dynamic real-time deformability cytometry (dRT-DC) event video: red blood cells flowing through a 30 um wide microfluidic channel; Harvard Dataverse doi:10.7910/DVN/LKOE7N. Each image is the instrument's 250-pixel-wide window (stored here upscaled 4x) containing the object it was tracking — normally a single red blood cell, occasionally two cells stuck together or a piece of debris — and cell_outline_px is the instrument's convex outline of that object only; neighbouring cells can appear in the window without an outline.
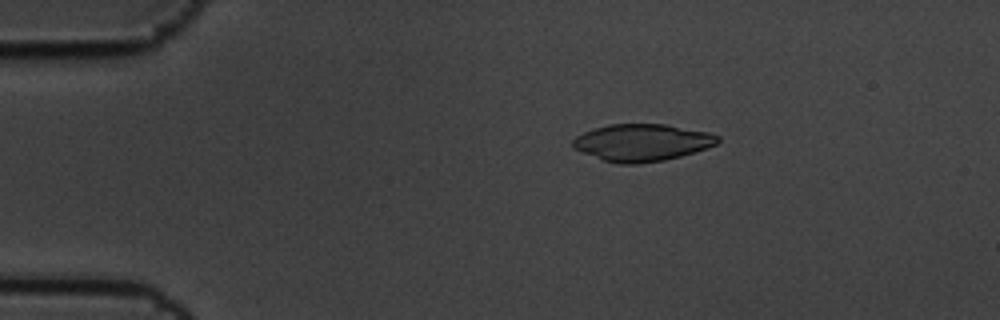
{"species": "common noctule bat (a hibernating species)", "species_latin": "Nyctalus noctula", "temperature_condition": "cold", "stored_images_in_passage": 6, "camera_frame_rate_fps": 3000, "um_per_image_px": 0.085, "animal": {"sex": "male", "body_mass_g": 19.5, "forearm_length_mm": 54.6}, "frame": {"image": 1, "passage_image": 4, "time_ms": 1.0, "image_size_px": [1000, 320], "cell_outline_px": [[720, 140], [716, 144], [680, 156], [664, 160], [640, 164], [620, 164], [604, 160], [572, 148], [572, 140], [576, 136], [584, 132], [608, 124], [664, 124], [708, 132], [720, 136]], "centroid_in_image_um": [54.55, 12.11], "position_along_channel_um": 30.4, "area_um2": 31.1}}